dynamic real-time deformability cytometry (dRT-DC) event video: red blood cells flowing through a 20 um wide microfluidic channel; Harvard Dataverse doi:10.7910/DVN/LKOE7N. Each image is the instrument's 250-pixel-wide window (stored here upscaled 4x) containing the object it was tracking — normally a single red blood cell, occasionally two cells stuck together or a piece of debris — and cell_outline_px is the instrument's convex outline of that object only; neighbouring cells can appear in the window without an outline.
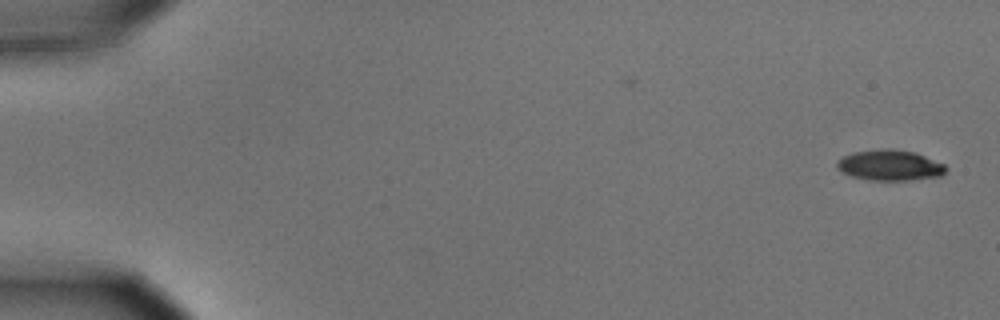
{"species": "common noctule bat (a hibernating species)", "species_latin": "Nyctalus noctula", "temperature_condition": "cold", "stored_images_in_passage": 54, "camera_frame_rate_fps": 3000, "um_per_image_px": 0.085, "animal": {"sex": "male", "body_mass_g": 15.6}, "frame": {"image": 1, "passage_image": 1, "time_ms": 0.0, "image_size_px": [1000, 320], "cell_outline_px": [[948, 168], [940, 176], [908, 180], [868, 180], [852, 176], [840, 172], [836, 168], [836, 160], [852, 152], [880, 148], [892, 148], [916, 152], [944, 164]], "centroid_in_image_um": [75.6, 14.03], "position_along_channel_um": 9.4, "area_um2": 19.71}}
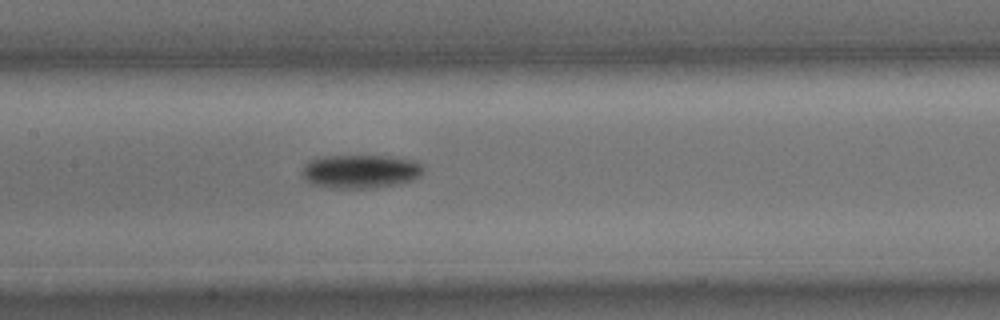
{"frame": {"image": 2, "passage_image": 27, "time_ms": 8.667, "image_size_px": [1000, 320], "cell_outline_px": [[424, 172], [420, 176], [412, 180], [396, 184], [376, 188], [332, 188], [312, 184], [304, 180], [300, 172], [304, 164], [308, 160], [320, 156], [388, 156], [412, 160], [420, 164], [424, 168]], "centroid_in_image_um": [30.58, 14.57], "position_along_channel_um": 176.8, "area_um2": 24.04}}
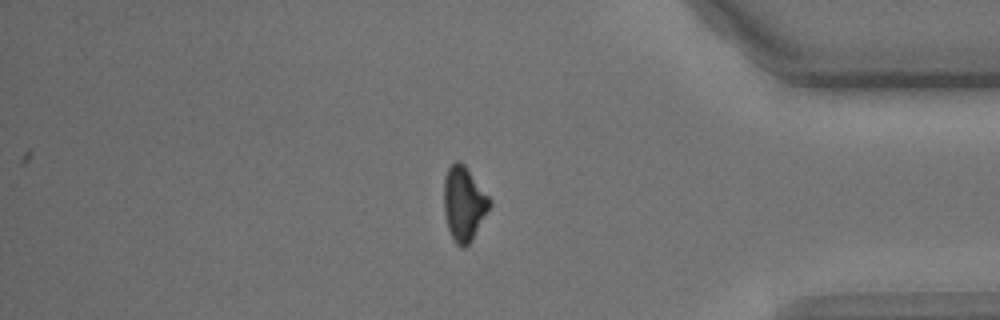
{"frame": {"image": 3, "passage_image": 47, "time_ms": 15.333, "image_size_px": [1000, 320], "cell_outline_px": [[492, 204], [472, 240], [464, 248], [460, 248], [456, 244], [448, 228], [444, 212], [444, 180], [448, 168], [456, 160], [460, 160], [464, 164], [492, 200]], "centroid_in_image_um": [39.44, 17.31], "position_along_channel_um": 395.8, "area_um2": 19.83}}